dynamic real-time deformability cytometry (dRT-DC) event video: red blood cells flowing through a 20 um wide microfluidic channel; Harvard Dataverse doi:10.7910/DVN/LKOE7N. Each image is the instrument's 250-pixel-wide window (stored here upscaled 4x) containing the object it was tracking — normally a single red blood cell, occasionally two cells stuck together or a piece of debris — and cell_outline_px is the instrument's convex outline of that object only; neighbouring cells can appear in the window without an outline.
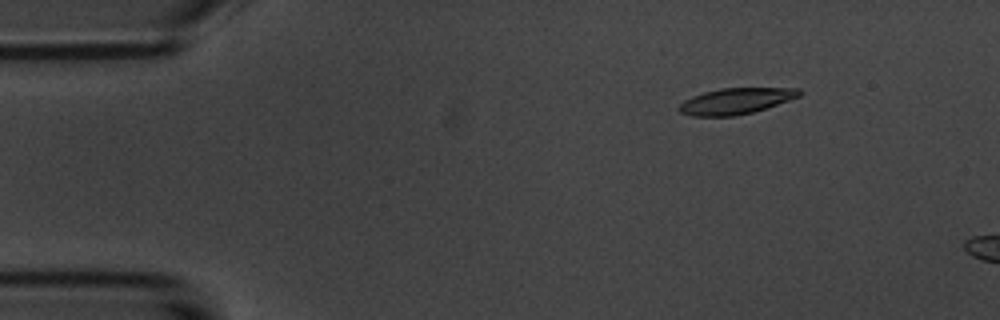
{"species": "common noctule bat (a hibernating species)", "species_latin": "Nyctalus noctula", "temperature_condition": "room temperature", "stored_images_in_passage": 2, "camera_frame_rate_fps": 3000, "um_per_image_px": 0.085, "animal": {"sex": "male", "body_mass_g": 20.1, "forearm_length_mm": 53.5}, "frame": {"image": 1, "passage_image": 1, "time_ms": 0.0, "image_size_px": [1000, 320], "cell_outline_px": [[804, 92], [800, 96], [752, 112], [732, 116], [692, 116], [680, 112], [676, 108], [684, 100], [692, 96], [704, 92], [720, 88], [800, 88]], "centroid_in_image_um": [62.52, 8.58], "position_along_channel_um": 22.5, "area_um2": 18.15}}